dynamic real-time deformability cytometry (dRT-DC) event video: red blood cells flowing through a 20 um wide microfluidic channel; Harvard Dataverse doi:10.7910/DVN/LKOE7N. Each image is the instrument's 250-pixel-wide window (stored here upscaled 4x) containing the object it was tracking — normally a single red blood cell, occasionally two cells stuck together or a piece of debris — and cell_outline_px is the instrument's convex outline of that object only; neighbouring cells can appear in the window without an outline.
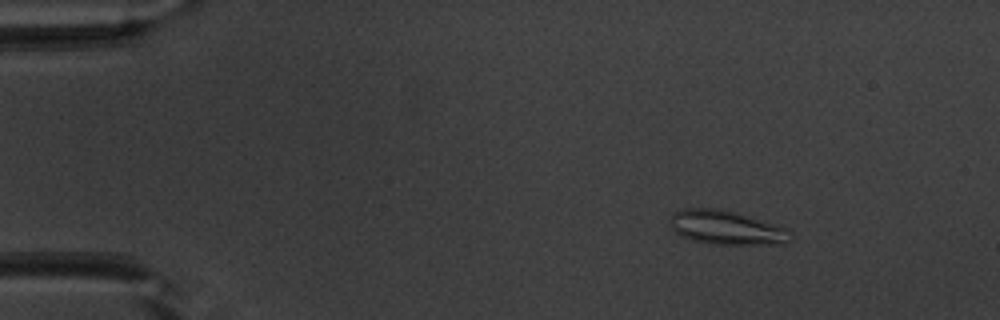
{"species": "common noctule bat (a hibernating species)", "species_latin": "Nyctalus noctula", "temperature_condition": "warm", "stored_images_in_passage": 51, "camera_frame_rate_fps": 3000, "um_per_image_px": 0.085, "animal": {"sex": "male", "body_mass_g": 20.1, "forearm_length_mm": 53.5}, "frame": {"image": 1, "passage_image": 7, "time_ms": 2.0, "image_size_px": [1000, 320], "cell_outline_px": [[792, 240], [784, 244], [712, 244], [692, 240], [680, 236], [668, 224], [668, 220], [672, 212], [684, 208], [720, 208], [752, 216], [784, 228], [792, 236]], "centroid_in_image_um": [61.68, 19.33], "position_along_channel_um": 23.3, "area_um2": 24.16}}
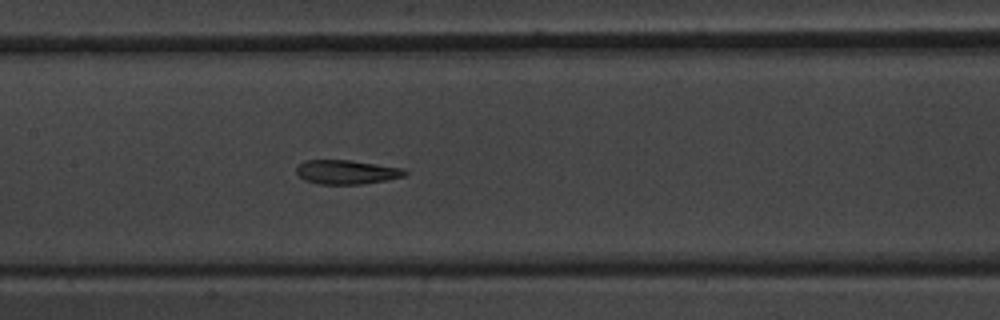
{"frame": {"image": 2, "passage_image": 25, "time_ms": 8.0, "image_size_px": [1000, 320], "cell_outline_px": [[408, 172], [404, 176], [388, 180], [360, 184], [320, 184], [304, 180], [296, 172], [296, 168], [304, 160], [348, 160], [404, 168]], "centroid_in_image_um": [29.47, 14.62], "position_along_channel_um": 177.9, "area_um2": 15.2}}
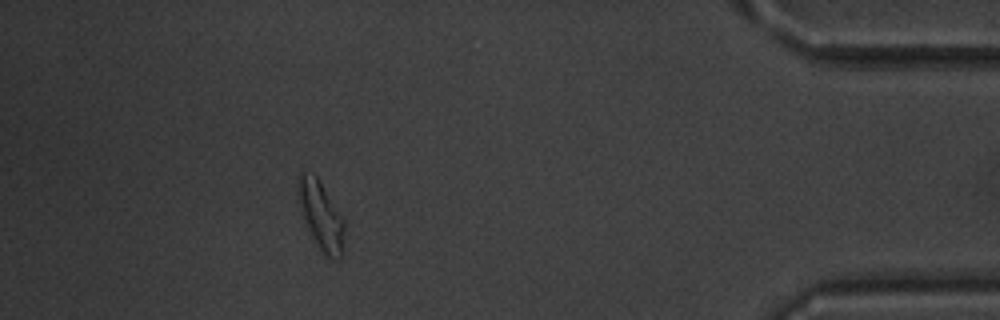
{"frame": {"image": 3, "passage_image": 46, "time_ms": 15.0, "image_size_px": [1000, 320], "cell_outline_px": [[344, 228], [340, 260], [328, 256], [320, 248], [312, 236], [308, 228], [296, 200], [296, 188], [300, 172], [304, 172], [316, 176], [344, 216]], "centroid_in_image_um": [27.26, 18.25], "position_along_channel_um": 407.9, "area_um2": 18.32}, "authors_computed_cell_mechanics": {"area_um2": 17.051, "velocity_mm_per_s": 3.968, "shape_relaxation_time_tau1_ms": 6.8123, "shape_relaxation_time_tau2_ms": 1.7869, "deformation_change_tau1": 0.2007, "deformation_change_tau2": 0.1076}}